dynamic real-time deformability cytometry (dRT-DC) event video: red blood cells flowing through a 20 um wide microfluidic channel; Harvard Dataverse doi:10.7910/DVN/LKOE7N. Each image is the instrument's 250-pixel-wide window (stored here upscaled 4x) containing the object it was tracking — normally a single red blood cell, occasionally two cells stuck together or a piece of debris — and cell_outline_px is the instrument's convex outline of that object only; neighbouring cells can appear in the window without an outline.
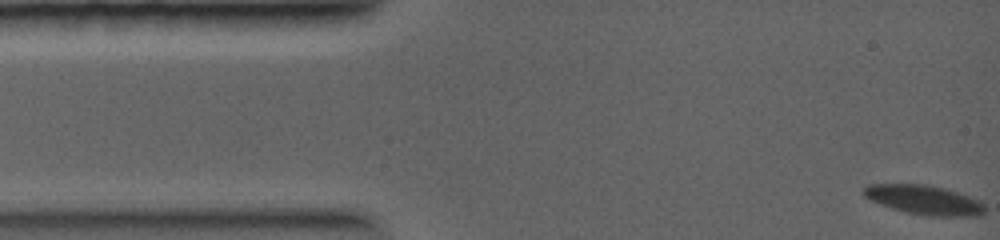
{"species": "common noctule bat (a hibernating species)", "species_latin": "Nyctalus noctula", "temperature_condition": "warm", "stored_images_in_passage": 4, "camera_frame_rate_fps": 5000, "um_per_image_px": 0.085, "animal": {"sex": "female", "body_mass_g": 19.0, "forearm_length_mm": 56.7}, "frame": {"image": 1, "passage_image": 1, "time_ms": 0.0, "image_size_px": [1000, 240], "cell_outline_px": [[984, 212], [980, 216], [932, 216], [908, 212], [892, 208], [880, 204], [864, 196], [860, 192], [868, 184], [928, 184], [944, 188], [980, 200], [984, 204]], "centroid_in_image_um": [78.55, 16.98], "position_along_channel_um": 6.5, "area_um2": 20.63}}
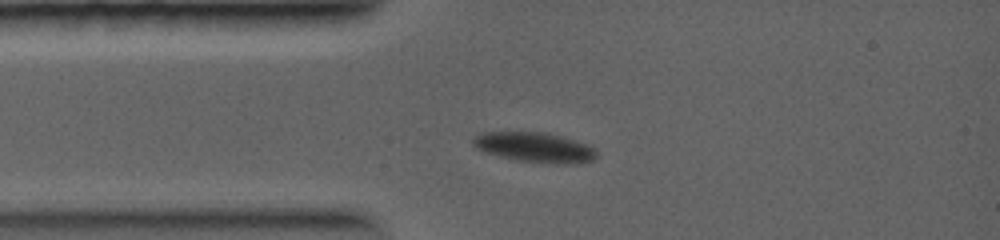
{"frame": {"image": 2, "passage_image": 4, "time_ms": 2.4, "image_size_px": [1000, 240], "cell_outline_px": [[596, 156], [592, 160], [580, 164], [568, 164], [516, 160], [484, 152], [476, 148], [472, 144], [472, 140], [480, 132], [544, 132], [560, 136], [596, 148]], "centroid_in_image_um": [45.42, 12.52], "position_along_channel_um": 39.6, "area_um2": 21.33}}